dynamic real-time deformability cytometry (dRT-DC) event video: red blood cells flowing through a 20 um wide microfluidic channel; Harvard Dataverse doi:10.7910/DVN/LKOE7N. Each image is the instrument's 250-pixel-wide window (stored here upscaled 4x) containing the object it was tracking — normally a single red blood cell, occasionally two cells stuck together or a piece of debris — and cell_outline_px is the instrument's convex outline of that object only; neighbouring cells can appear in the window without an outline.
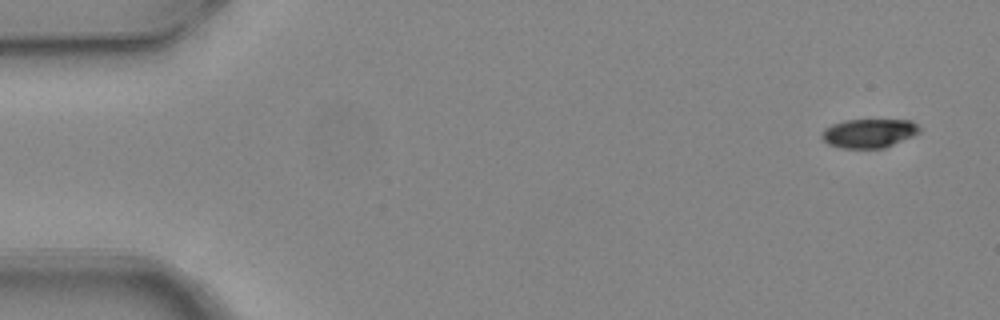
{"species": "common noctule bat (a hibernating species)", "species_latin": "Nyctalus noctula", "temperature_condition": "warm", "stored_images_in_passage": 4, "camera_frame_rate_fps": 3000, "um_per_image_px": 0.085, "animal": {"sex": "female", "body_mass_g": 24.6, "forearm_length_mm": 56.2}, "frame": {"image": 1, "passage_image": 1, "time_ms": 0.0, "image_size_px": [1000, 320], "cell_outline_px": [[920, 132], [912, 136], [884, 148], [840, 148], [828, 144], [820, 136], [824, 128], [832, 124], [844, 120], [912, 120], [920, 128]], "centroid_in_image_um": [73.83, 11.32], "position_along_channel_um": 11.2, "area_um2": 16.47}}